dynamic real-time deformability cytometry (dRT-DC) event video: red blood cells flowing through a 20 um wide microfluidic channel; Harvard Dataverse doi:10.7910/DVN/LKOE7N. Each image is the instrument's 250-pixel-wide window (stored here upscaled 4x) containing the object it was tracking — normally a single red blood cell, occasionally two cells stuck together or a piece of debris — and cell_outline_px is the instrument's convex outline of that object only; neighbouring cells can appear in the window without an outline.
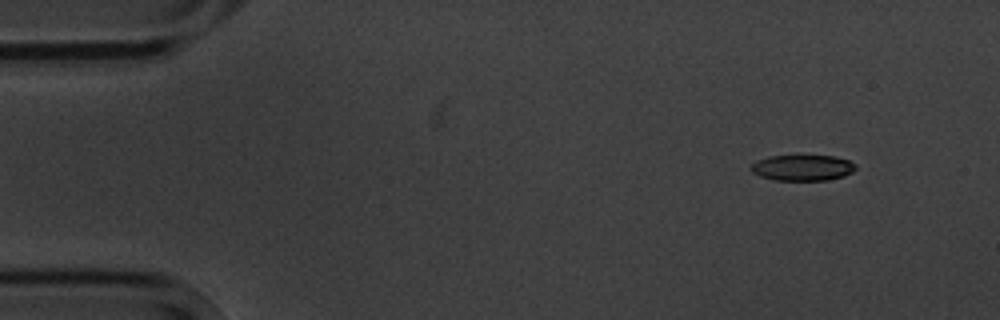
{"species": "common noctule bat (a hibernating species)", "species_latin": "Nyctalus noctula", "temperature_condition": "cold", "stored_images_in_passage": 5, "camera_frame_rate_fps": 3000, "um_per_image_px": 0.085, "animal": {"sex": "male", "body_mass_g": 20.1, "forearm_length_mm": 53.5}, "frame": {"image": 1, "passage_image": 2, "time_ms": 1.333, "image_size_px": [1000, 320], "cell_outline_px": [[856, 168], [852, 172], [844, 176], [828, 180], [772, 180], [760, 176], [752, 172], [748, 168], [756, 160], [768, 156], [836, 156], [848, 160], [856, 164]], "centroid_in_image_um": [68.19, 14.26], "position_along_channel_um": 16.8, "area_um2": 15.9}}
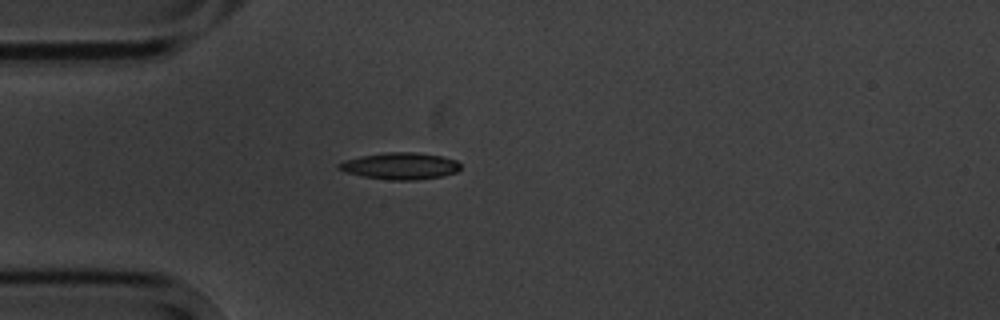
{"frame": {"image": 2, "passage_image": 5, "time_ms": 4.667, "image_size_px": [1000, 320], "cell_outline_px": [[460, 168], [456, 172], [440, 176], [416, 180], [388, 180], [364, 176], [344, 172], [336, 168], [336, 164], [344, 160], [360, 156], [388, 152], [416, 152], [440, 156], [456, 160], [460, 164]], "centroid_in_image_um": [33.97, 14.1], "position_along_channel_um": 51.0, "area_um2": 18.96}}